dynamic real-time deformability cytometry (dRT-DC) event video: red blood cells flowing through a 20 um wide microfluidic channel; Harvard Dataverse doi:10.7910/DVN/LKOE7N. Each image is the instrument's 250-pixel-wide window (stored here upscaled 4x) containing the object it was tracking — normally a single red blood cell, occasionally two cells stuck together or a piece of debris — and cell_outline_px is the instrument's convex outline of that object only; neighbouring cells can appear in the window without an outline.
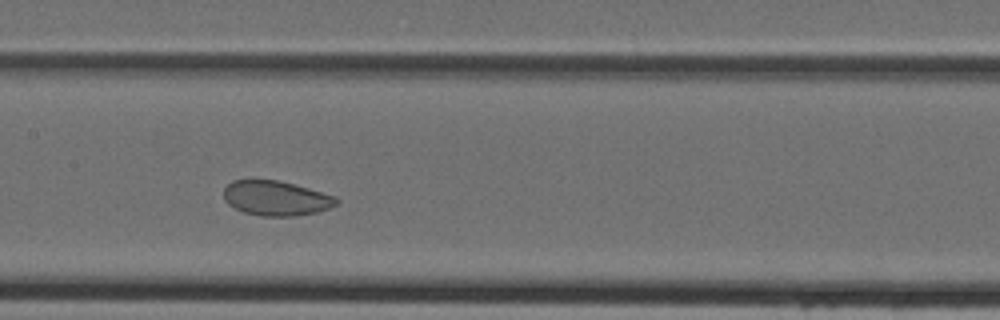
{"species": "Egyptian fruit bat (a non-hibernating species)", "species_latin": "Rousettus aegyptiacus", "temperature_condition": "cold", "stored_images_in_passage": 38, "camera_frame_rate_fps": 3000, "um_per_image_px": 0.085, "animal": {"sex": "female"}, "frame": {"image": 1, "passage_image": 16, "time_ms": 5.0, "image_size_px": [1000, 320], "cell_outline_px": [[340, 200], [336, 204], [328, 208], [316, 212], [292, 216], [260, 216], [244, 212], [228, 204], [224, 200], [224, 188], [232, 180], [276, 180], [308, 188], [336, 196]], "centroid_in_image_um": [23.45, 16.85], "position_along_channel_um": 184.0, "area_um2": 22.66}}
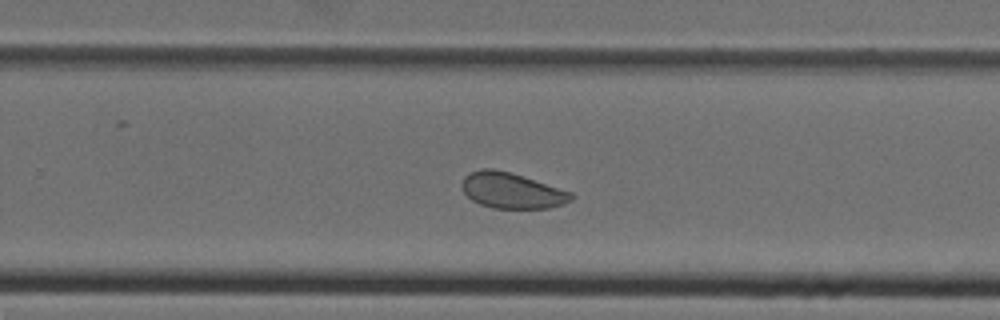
{"frame": {"image": 2, "passage_image": 23, "time_ms": 7.333, "image_size_px": [1000, 320], "cell_outline_px": [[576, 196], [572, 200], [564, 204], [548, 208], [492, 208], [480, 204], [472, 200], [464, 192], [460, 184], [464, 176], [480, 168], [492, 168], [512, 172], [572, 192]], "centroid_in_image_um": [43.51, 16.19], "position_along_channel_um": 286.3, "area_um2": 22.95}}
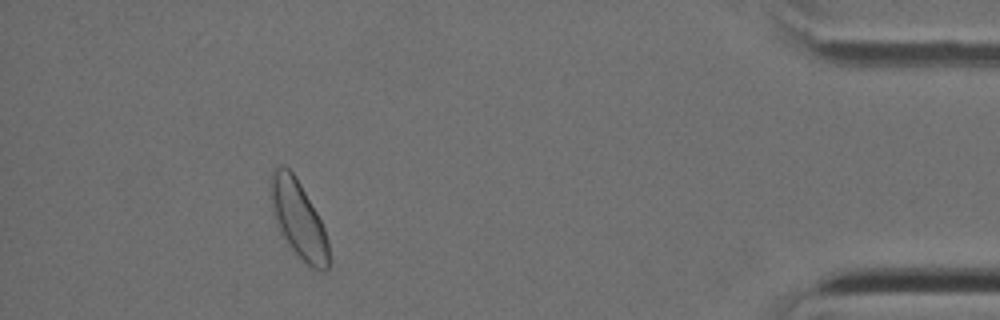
{"frame": {"image": 3, "passage_image": 35, "time_ms": 11.333, "image_size_px": [1000, 320], "cell_outline_px": [[328, 268], [324, 272], [312, 268], [296, 256], [280, 236], [272, 212], [268, 188], [272, 168], [280, 164], [284, 164], [292, 172], [300, 184], [316, 212], [324, 228], [328, 240]], "centroid_in_image_um": [25.29, 18.62], "position_along_channel_um": 409.9, "area_um2": 26.82}}